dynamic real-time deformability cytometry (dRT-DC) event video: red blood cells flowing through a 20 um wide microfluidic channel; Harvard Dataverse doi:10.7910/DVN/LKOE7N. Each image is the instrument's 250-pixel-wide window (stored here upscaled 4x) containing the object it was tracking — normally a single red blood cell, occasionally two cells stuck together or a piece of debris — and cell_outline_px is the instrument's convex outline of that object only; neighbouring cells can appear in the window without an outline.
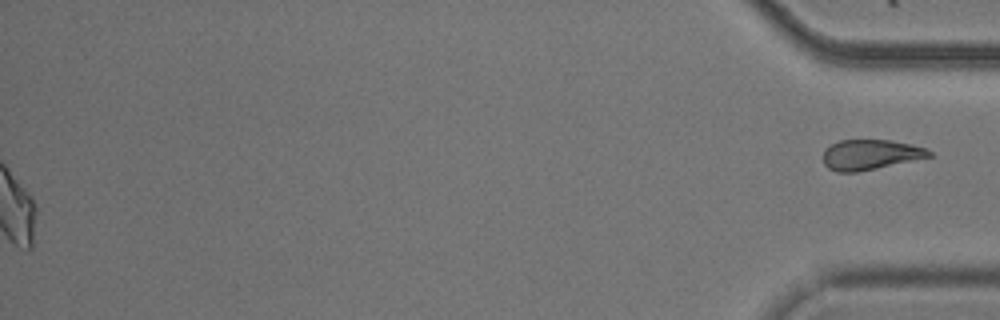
{"species": "common noctule bat (a hibernating species)", "species_latin": "Nyctalus noctula", "temperature_condition": "cold", "stored_images_in_passage": 55, "segment_of_instrument_passage": [2, 2], "camera_frame_rate_fps": 3000, "um_per_image_px": 0.085, "animal": {"sex": "male", "body_mass_g": 20.5, "forearm_length_mm": 52.5}, "frame": {"image": 1, "passage_image": 55, "time_ms": 18.0, "image_size_px": [1000, 320], "cell_outline_px": [[932, 156], [876, 168], [856, 172], [836, 172], [828, 168], [824, 164], [824, 148], [840, 140], [888, 140], [928, 148], [932, 152]], "centroid_in_image_um": [73.96, 13.14], "position_along_channel_um": 361.2, "area_um2": 18.44}}